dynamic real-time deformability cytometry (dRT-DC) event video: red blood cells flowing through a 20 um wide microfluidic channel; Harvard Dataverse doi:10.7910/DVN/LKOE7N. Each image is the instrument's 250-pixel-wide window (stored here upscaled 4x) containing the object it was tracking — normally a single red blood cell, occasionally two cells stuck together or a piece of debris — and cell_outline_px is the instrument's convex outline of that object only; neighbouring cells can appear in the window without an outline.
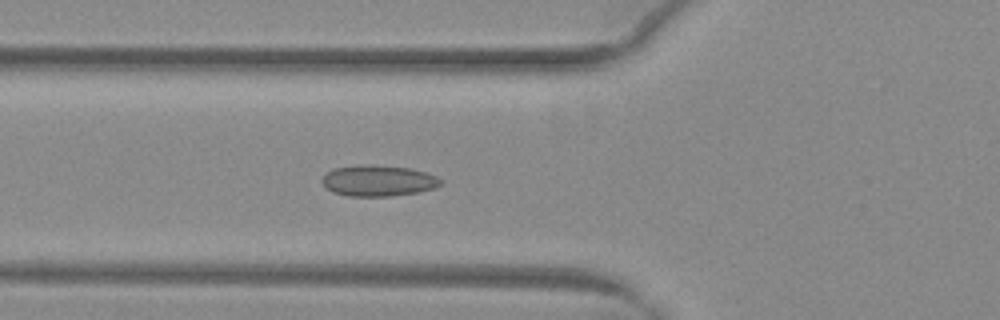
{"species": "common noctule bat (a hibernating species)", "species_latin": "Nyctalus noctula", "temperature_condition": "warm", "stored_images_in_passage": 52, "camera_frame_rate_fps": 3000, "um_per_image_px": 0.085, "animal": {"sex": "female", "body_mass_g": 29.2, "forearm_length_mm": 56.3}, "frame": {"image": 1, "passage_image": 20, "time_ms": 6.333, "image_size_px": [1000, 320], "cell_outline_px": [[444, 184], [432, 188], [416, 192], [388, 196], [348, 196], [332, 192], [320, 180], [328, 172], [336, 168], [364, 164], [408, 168], [424, 172], [436, 176], [444, 180]], "centroid_in_image_um": [32.16, 15.36], "position_along_channel_um": 93.6, "area_um2": 21.15}}
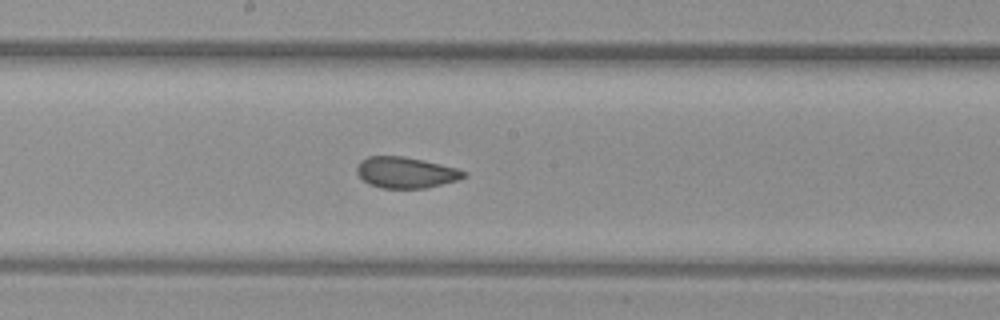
{"frame": {"image": 2, "passage_image": 29, "time_ms": 9.333, "image_size_px": [1000, 320], "cell_outline_px": [[468, 176], [456, 180], [424, 188], [380, 188], [368, 184], [356, 172], [356, 168], [360, 160], [368, 156], [404, 156], [440, 164], [456, 168], [468, 172]], "centroid_in_image_um": [34.47, 14.66], "position_along_channel_um": 213.7, "area_um2": 19.31}}
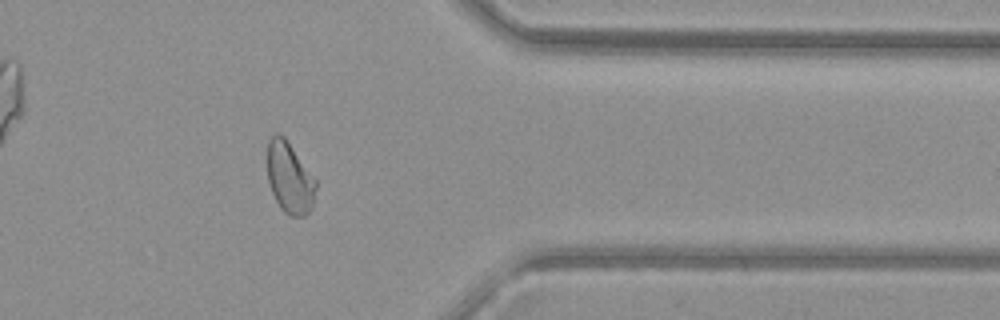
{"frame": {"image": 3, "passage_image": 43, "time_ms": 14.0, "image_size_px": [1000, 320], "cell_outline_px": [[316, 188], [312, 208], [304, 216], [288, 216], [280, 208], [272, 192], [268, 180], [268, 140], [276, 132], [284, 136], [316, 180]], "centroid_in_image_um": [24.62, 15.13], "position_along_channel_um": 386.8, "area_um2": 20.0}, "authors_computed_cell_mechanics": {"area_um2": 21.1259, "velocity_mm_per_s": 3.9874, "shape_relaxation_time_tau1_ms": 10.6689, "shape_relaxation_time_tau2_ms": 1.155, "deformation_change_tau1": 0.1892, "deformation_change_tau2": 0.0587}}